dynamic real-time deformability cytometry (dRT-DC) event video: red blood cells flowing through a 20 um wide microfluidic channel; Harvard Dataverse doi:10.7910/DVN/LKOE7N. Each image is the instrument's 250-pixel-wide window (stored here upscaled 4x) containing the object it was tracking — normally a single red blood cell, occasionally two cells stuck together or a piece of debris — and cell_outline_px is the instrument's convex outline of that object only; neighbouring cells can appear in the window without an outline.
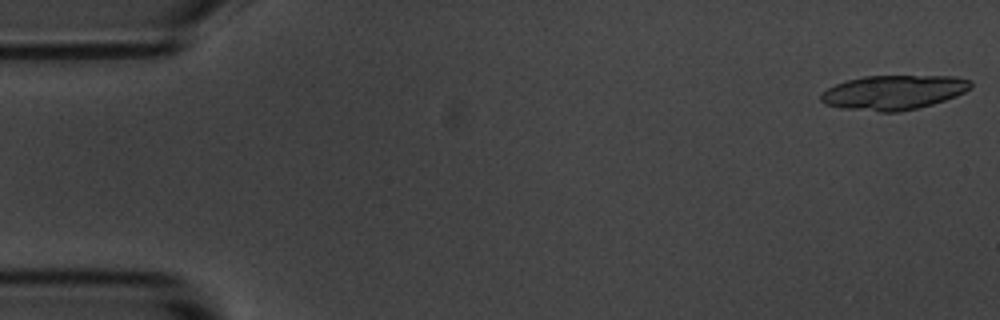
{"species": "common noctule bat (a hibernating species)", "species_latin": "Nyctalus noctula", "temperature_condition": "room temperature", "stored_images_in_passage": 18, "camera_frame_rate_fps": 3000, "um_per_image_px": 0.085, "animal": {"sex": "male", "body_mass_g": 20.1, "forearm_length_mm": 53.5}, "frame": {"image": 1, "passage_image": 1, "time_ms": 0.0, "image_size_px": [1000, 320], "cell_outline_px": [[972, 88], [956, 96], [932, 104], [900, 112], [880, 112], [840, 108], [824, 104], [820, 100], [820, 96], [828, 88], [836, 84], [848, 80], [864, 76], [956, 76], [972, 80]], "centroid_in_image_um": [75.97, 7.85], "position_along_channel_um": 9.0, "area_um2": 30.17}}